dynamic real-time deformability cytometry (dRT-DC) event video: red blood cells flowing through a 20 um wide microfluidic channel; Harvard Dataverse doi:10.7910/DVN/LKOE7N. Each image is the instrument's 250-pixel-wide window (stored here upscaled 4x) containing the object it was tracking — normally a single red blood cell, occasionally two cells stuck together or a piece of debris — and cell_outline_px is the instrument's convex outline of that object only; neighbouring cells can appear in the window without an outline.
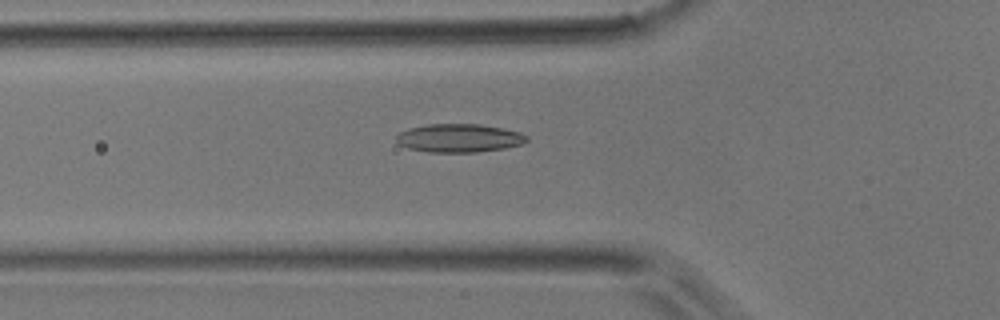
{"species": "common noctule bat (a hibernating species)", "species_latin": "Nyctalus noctula", "temperature_condition": "room temperature", "stored_images_in_passage": 41, "camera_frame_rate_fps": 3000, "um_per_image_px": 0.085, "animal": {"sex": "male", "body_mass_g": 17.9}, "frame": {"image": 1, "passage_image": 16, "time_ms": 5.0, "image_size_px": [1000, 320], "cell_outline_px": [[528, 140], [520, 144], [504, 148], [476, 152], [428, 152], [408, 148], [400, 144], [396, 140], [396, 136], [400, 132], [408, 128], [428, 124], [480, 124], [504, 128], [520, 132], [528, 136]], "centroid_in_image_um": [39.02, 11.73], "position_along_channel_um": 86.8, "area_um2": 21.56}}
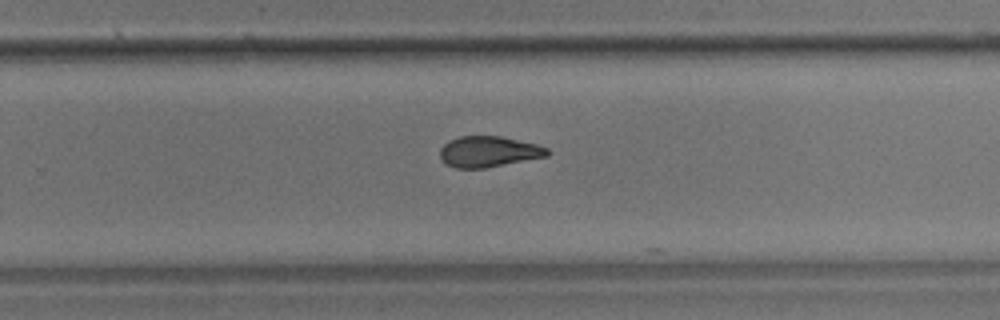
{"frame": {"image": 2, "passage_image": 30, "time_ms": 9.667, "image_size_px": [1000, 320], "cell_outline_px": [[552, 152], [548, 156], [484, 168], [456, 168], [444, 164], [440, 156], [440, 148], [448, 140], [460, 136], [500, 136], [536, 144], [548, 148]], "centroid_in_image_um": [41.52, 12.89], "position_along_channel_um": 288.3, "area_um2": 19.36}}
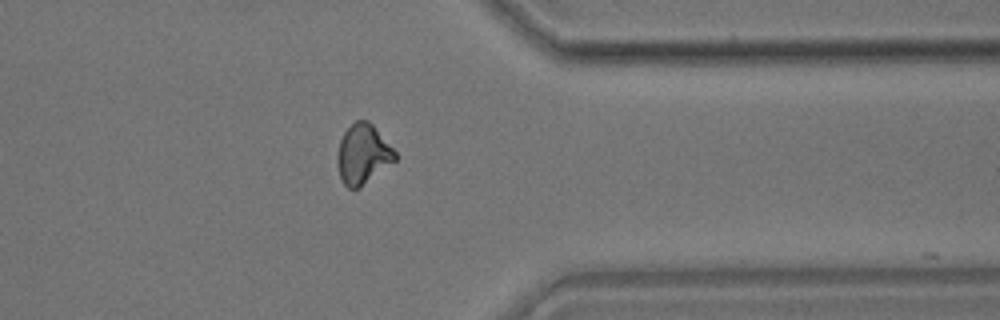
{"frame": {"image": 3, "passage_image": 37, "time_ms": 12.0, "image_size_px": [1000, 320], "cell_outline_px": [[396, 160], [360, 188], [348, 188], [340, 180], [336, 160], [336, 156], [340, 140], [344, 132], [356, 120], [368, 120], [372, 124], [396, 152]], "centroid_in_image_um": [30.82, 13.12], "position_along_channel_um": 380.6, "area_um2": 20.11}}